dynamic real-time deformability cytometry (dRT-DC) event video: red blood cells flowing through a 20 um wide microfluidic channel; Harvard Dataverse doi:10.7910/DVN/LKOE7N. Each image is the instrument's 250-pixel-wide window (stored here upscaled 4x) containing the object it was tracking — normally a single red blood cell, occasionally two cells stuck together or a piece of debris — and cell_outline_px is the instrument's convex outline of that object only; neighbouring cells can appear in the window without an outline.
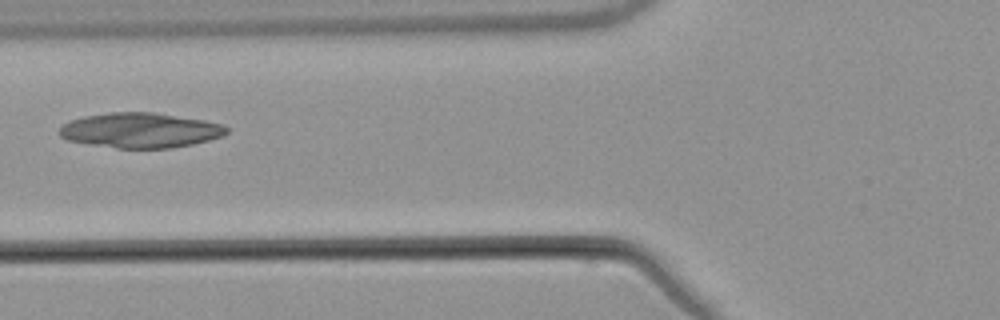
{"species": "common noctule bat (a hibernating species)", "species_latin": "Nyctalus noctula", "temperature_condition": "warm", "stored_images_in_passage": 2, "camera_frame_rate_fps": 3000, "um_per_image_px": 0.085, "animal": {"sex": "male", "body_mass_g": 21.5, "forearm_length_mm": 52.0}, "frame": {"image": 1, "passage_image": 2, "time_ms": 1.0, "image_size_px": [1000, 320], "cell_outline_px": [[228, 132], [224, 136], [192, 144], [172, 148], [116, 148], [68, 140], [60, 136], [60, 128], [64, 124], [72, 120], [84, 116], [108, 112], [156, 112], [204, 120], [224, 124], [228, 128]], "centroid_in_image_um": [11.98, 11.07], "position_along_channel_um": 113.8, "area_um2": 34.1}}